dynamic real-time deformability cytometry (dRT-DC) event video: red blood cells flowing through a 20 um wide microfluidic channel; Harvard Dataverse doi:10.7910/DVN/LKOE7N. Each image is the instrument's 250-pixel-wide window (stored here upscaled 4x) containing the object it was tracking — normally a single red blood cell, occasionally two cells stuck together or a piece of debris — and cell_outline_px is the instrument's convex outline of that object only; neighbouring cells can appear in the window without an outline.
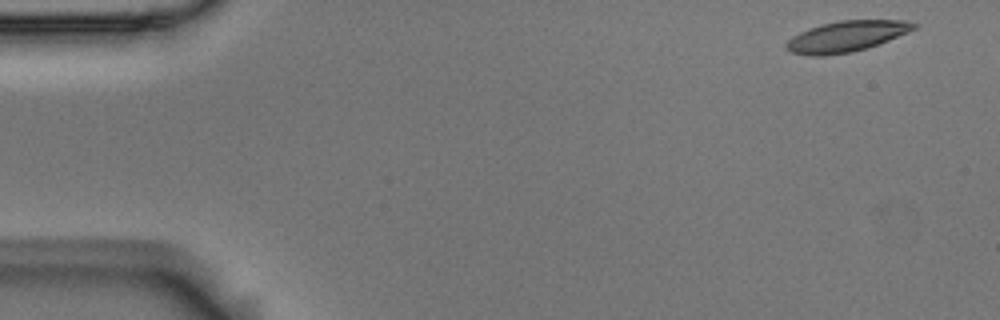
{"species": "Egyptian fruit bat (a non-hibernating species)", "species_latin": "Rousettus aegyptiacus", "temperature_condition": "room temperature", "stored_images_in_passage": 5, "camera_frame_rate_fps": 3000, "um_per_image_px": 0.085, "animal": {"sex": "male"}, "frame": {"image": 1, "passage_image": 1, "time_ms": 0.0, "image_size_px": [1000, 320], "cell_outline_px": [[920, 24], [916, 28], [908, 32], [868, 48], [852, 52], [824, 56], [812, 56], [792, 52], [784, 48], [784, 44], [792, 36], [800, 32], [824, 24], [840, 20], [908, 20]], "centroid_in_image_um": [71.97, 3.09], "position_along_channel_um": 13.0, "area_um2": 22.89}}
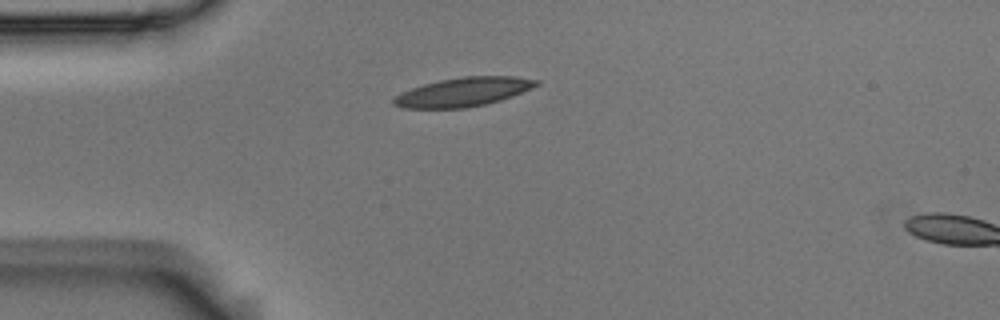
{"frame": {"image": 2, "passage_image": 4, "time_ms": 1.0, "image_size_px": [1000, 320], "cell_outline_px": [[540, 84], [532, 88], [512, 96], [500, 100], [468, 108], [404, 108], [392, 104], [392, 100], [396, 96], [412, 88], [424, 84], [440, 80], [464, 76], [516, 76], [540, 80]], "centroid_in_image_um": [39.42, 7.81], "position_along_channel_um": 45.6, "area_um2": 23.93}}